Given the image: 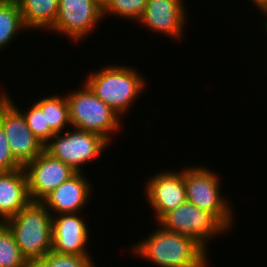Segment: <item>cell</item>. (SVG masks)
Returning <instances> with one entry per match:
<instances>
[{"label": "cell", "instance_id": "cell-20", "mask_svg": "<svg viewBox=\"0 0 267 267\" xmlns=\"http://www.w3.org/2000/svg\"><path fill=\"white\" fill-rule=\"evenodd\" d=\"M4 92L5 91H2L6 98L23 114L32 133L45 145L56 134L50 126H46L45 112H43L35 103H33L30 109L23 112L19 109L18 105H15L11 96Z\"/></svg>", "mask_w": 267, "mask_h": 267}, {"label": "cell", "instance_id": "cell-29", "mask_svg": "<svg viewBox=\"0 0 267 267\" xmlns=\"http://www.w3.org/2000/svg\"><path fill=\"white\" fill-rule=\"evenodd\" d=\"M263 26H265V30L267 31V20H266V23H264Z\"/></svg>", "mask_w": 267, "mask_h": 267}, {"label": "cell", "instance_id": "cell-13", "mask_svg": "<svg viewBox=\"0 0 267 267\" xmlns=\"http://www.w3.org/2000/svg\"><path fill=\"white\" fill-rule=\"evenodd\" d=\"M79 213L52 215V252L91 256L87 248L89 229Z\"/></svg>", "mask_w": 267, "mask_h": 267}, {"label": "cell", "instance_id": "cell-7", "mask_svg": "<svg viewBox=\"0 0 267 267\" xmlns=\"http://www.w3.org/2000/svg\"><path fill=\"white\" fill-rule=\"evenodd\" d=\"M157 223L166 230L192 237L205 249L208 240L229 231L214 214L187 201L165 213Z\"/></svg>", "mask_w": 267, "mask_h": 267}, {"label": "cell", "instance_id": "cell-17", "mask_svg": "<svg viewBox=\"0 0 267 267\" xmlns=\"http://www.w3.org/2000/svg\"><path fill=\"white\" fill-rule=\"evenodd\" d=\"M34 103L45 112L46 126H50L55 133L65 132L67 125L71 127L69 103L66 96L54 94Z\"/></svg>", "mask_w": 267, "mask_h": 267}, {"label": "cell", "instance_id": "cell-10", "mask_svg": "<svg viewBox=\"0 0 267 267\" xmlns=\"http://www.w3.org/2000/svg\"><path fill=\"white\" fill-rule=\"evenodd\" d=\"M31 201H40L49 192L72 177L76 171L45 150L24 167Z\"/></svg>", "mask_w": 267, "mask_h": 267}, {"label": "cell", "instance_id": "cell-5", "mask_svg": "<svg viewBox=\"0 0 267 267\" xmlns=\"http://www.w3.org/2000/svg\"><path fill=\"white\" fill-rule=\"evenodd\" d=\"M219 176L206 166L184 168L186 200L200 209L214 214L229 230L233 226V209L229 201L222 197Z\"/></svg>", "mask_w": 267, "mask_h": 267}, {"label": "cell", "instance_id": "cell-16", "mask_svg": "<svg viewBox=\"0 0 267 267\" xmlns=\"http://www.w3.org/2000/svg\"><path fill=\"white\" fill-rule=\"evenodd\" d=\"M29 30H49L55 23L59 0H16Z\"/></svg>", "mask_w": 267, "mask_h": 267}, {"label": "cell", "instance_id": "cell-21", "mask_svg": "<svg viewBox=\"0 0 267 267\" xmlns=\"http://www.w3.org/2000/svg\"><path fill=\"white\" fill-rule=\"evenodd\" d=\"M148 0H111L103 9V17L114 15L139 21L144 14Z\"/></svg>", "mask_w": 267, "mask_h": 267}, {"label": "cell", "instance_id": "cell-23", "mask_svg": "<svg viewBox=\"0 0 267 267\" xmlns=\"http://www.w3.org/2000/svg\"><path fill=\"white\" fill-rule=\"evenodd\" d=\"M22 168L14 159L8 140L0 125V172H10Z\"/></svg>", "mask_w": 267, "mask_h": 267}, {"label": "cell", "instance_id": "cell-28", "mask_svg": "<svg viewBox=\"0 0 267 267\" xmlns=\"http://www.w3.org/2000/svg\"><path fill=\"white\" fill-rule=\"evenodd\" d=\"M7 0H0V7L6 2Z\"/></svg>", "mask_w": 267, "mask_h": 267}, {"label": "cell", "instance_id": "cell-9", "mask_svg": "<svg viewBox=\"0 0 267 267\" xmlns=\"http://www.w3.org/2000/svg\"><path fill=\"white\" fill-rule=\"evenodd\" d=\"M103 19V8L96 0H59L56 21L50 30L79 42Z\"/></svg>", "mask_w": 267, "mask_h": 267}, {"label": "cell", "instance_id": "cell-18", "mask_svg": "<svg viewBox=\"0 0 267 267\" xmlns=\"http://www.w3.org/2000/svg\"><path fill=\"white\" fill-rule=\"evenodd\" d=\"M17 1H6L0 7V50L6 48L22 30H27Z\"/></svg>", "mask_w": 267, "mask_h": 267}, {"label": "cell", "instance_id": "cell-25", "mask_svg": "<svg viewBox=\"0 0 267 267\" xmlns=\"http://www.w3.org/2000/svg\"><path fill=\"white\" fill-rule=\"evenodd\" d=\"M261 13L267 15V0H250Z\"/></svg>", "mask_w": 267, "mask_h": 267}, {"label": "cell", "instance_id": "cell-14", "mask_svg": "<svg viewBox=\"0 0 267 267\" xmlns=\"http://www.w3.org/2000/svg\"><path fill=\"white\" fill-rule=\"evenodd\" d=\"M82 173L76 172L40 200L49 211L51 210L50 213H55L52 215L66 213L81 214L82 208L88 204L89 198L93 196L91 195L90 181Z\"/></svg>", "mask_w": 267, "mask_h": 267}, {"label": "cell", "instance_id": "cell-8", "mask_svg": "<svg viewBox=\"0 0 267 267\" xmlns=\"http://www.w3.org/2000/svg\"><path fill=\"white\" fill-rule=\"evenodd\" d=\"M0 125L14 159L25 167L44 151V144L29 129L23 114L0 94Z\"/></svg>", "mask_w": 267, "mask_h": 267}, {"label": "cell", "instance_id": "cell-19", "mask_svg": "<svg viewBox=\"0 0 267 267\" xmlns=\"http://www.w3.org/2000/svg\"><path fill=\"white\" fill-rule=\"evenodd\" d=\"M27 259L21 254L12 232L5 224L0 228V267H25Z\"/></svg>", "mask_w": 267, "mask_h": 267}, {"label": "cell", "instance_id": "cell-6", "mask_svg": "<svg viewBox=\"0 0 267 267\" xmlns=\"http://www.w3.org/2000/svg\"><path fill=\"white\" fill-rule=\"evenodd\" d=\"M72 130L56 133L45 144L44 150L52 157L69 165L76 172H82V166L99 157L110 143L98 133L77 128Z\"/></svg>", "mask_w": 267, "mask_h": 267}, {"label": "cell", "instance_id": "cell-3", "mask_svg": "<svg viewBox=\"0 0 267 267\" xmlns=\"http://www.w3.org/2000/svg\"><path fill=\"white\" fill-rule=\"evenodd\" d=\"M5 224L27 260L43 259L51 252L52 214L40 201H30Z\"/></svg>", "mask_w": 267, "mask_h": 267}, {"label": "cell", "instance_id": "cell-1", "mask_svg": "<svg viewBox=\"0 0 267 267\" xmlns=\"http://www.w3.org/2000/svg\"><path fill=\"white\" fill-rule=\"evenodd\" d=\"M158 228L147 238L132 246L137 257L151 261L157 267H207L205 249L192 237Z\"/></svg>", "mask_w": 267, "mask_h": 267}, {"label": "cell", "instance_id": "cell-4", "mask_svg": "<svg viewBox=\"0 0 267 267\" xmlns=\"http://www.w3.org/2000/svg\"><path fill=\"white\" fill-rule=\"evenodd\" d=\"M82 87L66 94L71 127L98 133L111 142V135L116 134L121 127L120 116L85 83Z\"/></svg>", "mask_w": 267, "mask_h": 267}, {"label": "cell", "instance_id": "cell-22", "mask_svg": "<svg viewBox=\"0 0 267 267\" xmlns=\"http://www.w3.org/2000/svg\"><path fill=\"white\" fill-rule=\"evenodd\" d=\"M43 260L47 263L48 267H96L91 256H77L51 251Z\"/></svg>", "mask_w": 267, "mask_h": 267}, {"label": "cell", "instance_id": "cell-12", "mask_svg": "<svg viewBox=\"0 0 267 267\" xmlns=\"http://www.w3.org/2000/svg\"><path fill=\"white\" fill-rule=\"evenodd\" d=\"M185 10L183 0H148L138 22L154 33L180 40L187 19Z\"/></svg>", "mask_w": 267, "mask_h": 267}, {"label": "cell", "instance_id": "cell-11", "mask_svg": "<svg viewBox=\"0 0 267 267\" xmlns=\"http://www.w3.org/2000/svg\"><path fill=\"white\" fill-rule=\"evenodd\" d=\"M146 181L145 196L155 213L156 222L168 211L185 203L186 188L184 169L178 171H162Z\"/></svg>", "mask_w": 267, "mask_h": 267}, {"label": "cell", "instance_id": "cell-26", "mask_svg": "<svg viewBox=\"0 0 267 267\" xmlns=\"http://www.w3.org/2000/svg\"><path fill=\"white\" fill-rule=\"evenodd\" d=\"M111 0H96V2L104 9Z\"/></svg>", "mask_w": 267, "mask_h": 267}, {"label": "cell", "instance_id": "cell-27", "mask_svg": "<svg viewBox=\"0 0 267 267\" xmlns=\"http://www.w3.org/2000/svg\"><path fill=\"white\" fill-rule=\"evenodd\" d=\"M5 225V220L0 217V228Z\"/></svg>", "mask_w": 267, "mask_h": 267}, {"label": "cell", "instance_id": "cell-15", "mask_svg": "<svg viewBox=\"0 0 267 267\" xmlns=\"http://www.w3.org/2000/svg\"><path fill=\"white\" fill-rule=\"evenodd\" d=\"M30 201L24 167L0 172V217L3 220L15 216Z\"/></svg>", "mask_w": 267, "mask_h": 267}, {"label": "cell", "instance_id": "cell-24", "mask_svg": "<svg viewBox=\"0 0 267 267\" xmlns=\"http://www.w3.org/2000/svg\"><path fill=\"white\" fill-rule=\"evenodd\" d=\"M25 267H48V265L43 259H32L27 260Z\"/></svg>", "mask_w": 267, "mask_h": 267}, {"label": "cell", "instance_id": "cell-2", "mask_svg": "<svg viewBox=\"0 0 267 267\" xmlns=\"http://www.w3.org/2000/svg\"><path fill=\"white\" fill-rule=\"evenodd\" d=\"M139 73V74H138ZM145 78L125 65H112L100 68L87 75L85 84L105 104L119 116L133 107L143 90L146 88Z\"/></svg>", "mask_w": 267, "mask_h": 267}]
</instances>
